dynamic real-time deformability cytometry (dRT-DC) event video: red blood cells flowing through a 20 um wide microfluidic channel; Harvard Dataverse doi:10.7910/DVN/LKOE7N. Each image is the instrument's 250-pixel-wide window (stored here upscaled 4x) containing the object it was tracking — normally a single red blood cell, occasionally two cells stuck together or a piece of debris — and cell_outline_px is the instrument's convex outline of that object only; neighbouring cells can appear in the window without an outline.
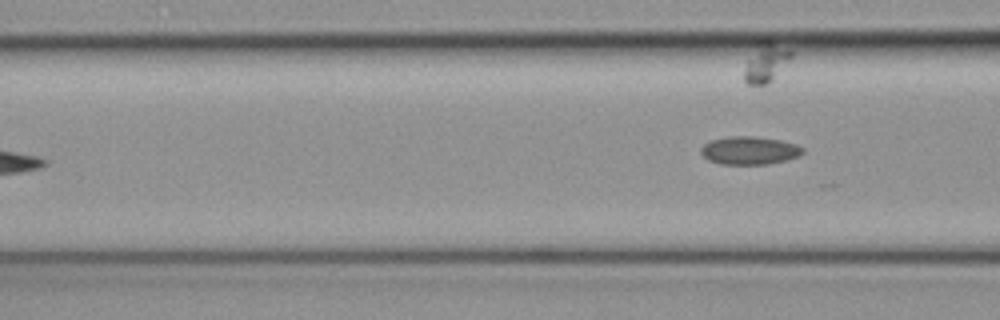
{"species": "common noctule bat (a hibernating species)", "species_latin": "Nyctalus noctula", "temperature_condition": "cold", "stored_images_in_passage": 6, "camera_frame_rate_fps": 3000, "um_per_image_px": 0.085, "animal": {"sex": "female", "body_mass_g": 19.3, "forearm_length_mm": 54.1}, "frame": {"image": 1, "passage_image": 6, "time_ms": 1.667, "image_size_px": [1000, 320], "cell_outline_px": [[804, 152], [796, 156], [784, 160], [768, 164], [720, 164], [708, 160], [700, 152], [700, 148], [708, 140], [728, 136], [752, 136], [780, 140], [796, 144], [804, 148]], "centroid_in_image_um": [63.65, 12.78], "position_along_channel_um": 102.9, "area_um2": 16.65}}